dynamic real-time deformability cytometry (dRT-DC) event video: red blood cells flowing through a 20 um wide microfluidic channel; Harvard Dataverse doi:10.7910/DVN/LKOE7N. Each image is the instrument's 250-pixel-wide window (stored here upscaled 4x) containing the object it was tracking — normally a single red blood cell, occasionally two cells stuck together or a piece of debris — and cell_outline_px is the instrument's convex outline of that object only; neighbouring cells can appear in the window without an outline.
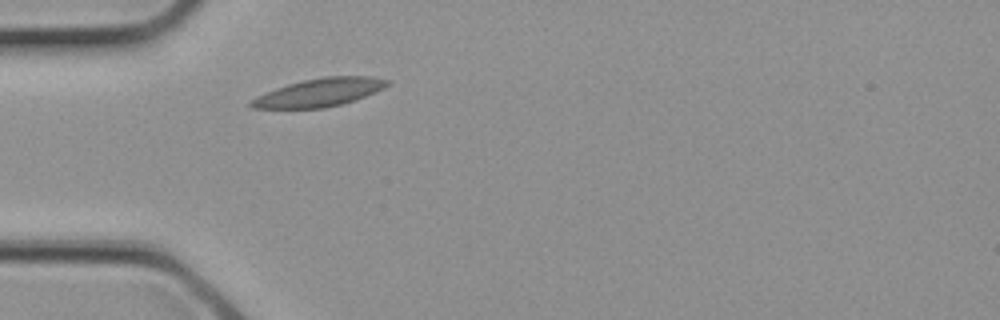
{"species": "common noctule bat (a hibernating species)", "species_latin": "Nyctalus noctula", "temperature_condition": "cold", "stored_images_in_passage": 1, "camera_frame_rate_fps": 3000, "um_per_image_px": 0.085, "animal": {"sex": "female", "body_mass_g": 21.9}, "frame": {"image": 1, "passage_image": 1, "time_ms": 0.0, "image_size_px": [1000, 320], "cell_outline_px": [[392, 84], [376, 92], [356, 100], [324, 108], [252, 108], [248, 104], [256, 96], [276, 88], [288, 84], [304, 80], [324, 76], [372, 76], [392, 80]], "centroid_in_image_um": [27.22, 7.85], "position_along_channel_um": 57.8, "area_um2": 22.43}}